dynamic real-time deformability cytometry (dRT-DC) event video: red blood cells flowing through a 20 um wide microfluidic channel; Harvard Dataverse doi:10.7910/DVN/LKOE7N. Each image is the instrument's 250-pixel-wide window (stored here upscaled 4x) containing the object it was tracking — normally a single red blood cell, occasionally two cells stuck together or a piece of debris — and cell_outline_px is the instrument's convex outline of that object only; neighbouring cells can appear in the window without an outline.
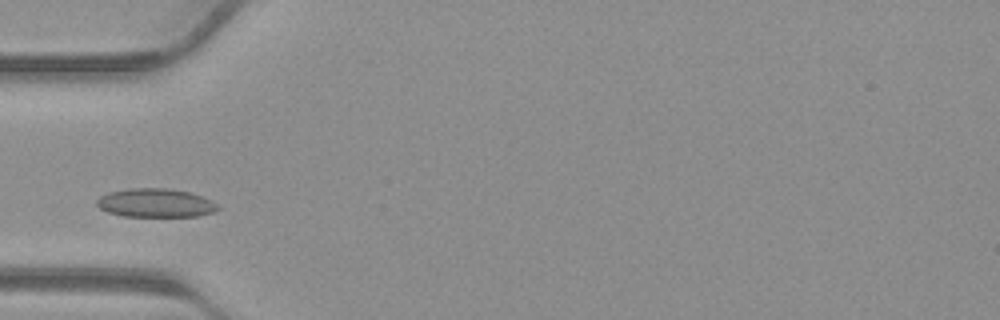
{"species": "common noctule bat (a hibernating species)", "species_latin": "Nyctalus noctula", "temperature_condition": "warm", "stored_images_in_passage": 30, "camera_frame_rate_fps": 3000, "um_per_image_px": 0.085, "animal": {"sex": "male", "body_mass_g": 23.1, "forearm_length_mm": 52.7}, "frame": {"image": 1, "passage_image": 5, "time_ms": 1.333, "image_size_px": [1000, 320], "cell_outline_px": [[220, 208], [216, 212], [196, 216], [124, 216], [108, 212], [100, 208], [96, 204], [96, 200], [100, 196], [108, 192], [128, 188], [168, 188], [192, 192], [212, 200]], "centroid_in_image_um": [13.24, 17.24], "position_along_channel_um": 71.8, "area_um2": 20.4}}
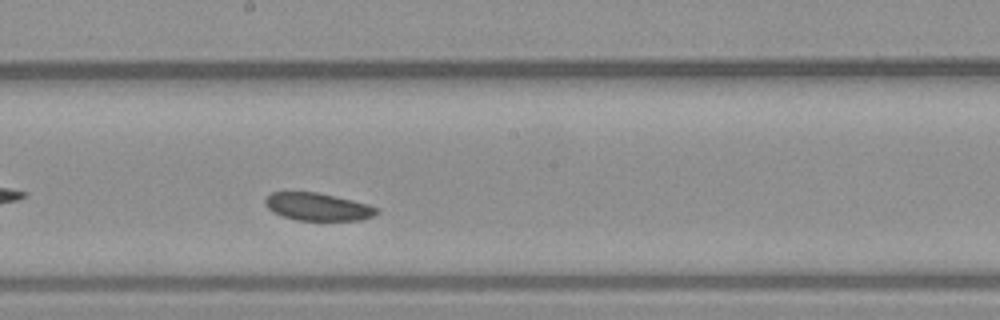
{"frame": {"image": 2, "passage_image": 14, "time_ms": 4.333, "image_size_px": [1000, 320], "cell_outline_px": [[376, 212], [372, 216], [360, 220], [296, 220], [280, 216], [272, 212], [264, 204], [264, 200], [272, 192], [316, 192], [352, 200], [368, 204], [376, 208]], "centroid_in_image_um": [26.94, 17.58], "position_along_channel_um": 221.3, "area_um2": 17.8}}
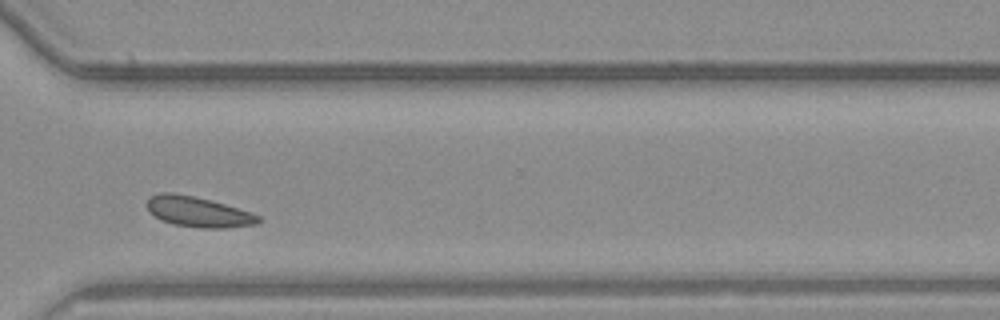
{"frame": {"image": 3, "passage_image": 22, "time_ms": 7.0, "image_size_px": [1000, 320], "cell_outline_px": [[264, 220], [256, 224], [224, 228], [200, 228], [172, 224], [160, 220], [148, 212], [148, 200], [152, 196], [160, 192], [172, 192], [196, 196], [212, 200], [252, 212], [260, 216]], "centroid_in_image_um": [16.87, 18.0], "position_along_channel_um": 353.7, "area_um2": 20.0}}